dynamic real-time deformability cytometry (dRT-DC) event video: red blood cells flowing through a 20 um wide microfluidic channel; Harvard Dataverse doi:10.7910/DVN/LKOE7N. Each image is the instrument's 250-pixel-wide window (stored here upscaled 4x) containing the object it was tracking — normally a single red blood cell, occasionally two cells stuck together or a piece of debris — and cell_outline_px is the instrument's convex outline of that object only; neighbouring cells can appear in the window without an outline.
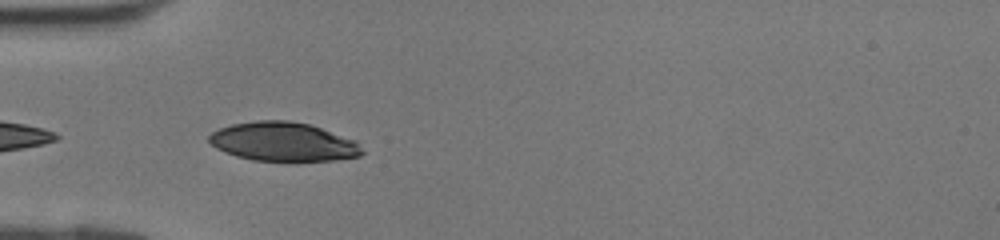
{"species": "human", "species_latin": "Homo sapiens", "temperature_condition": "room temperature", "stored_images_in_passage": 29, "camera_frame_rate_fps": 3000, "um_per_image_px": 0.085, "donor": {"sex": "female"}, "frame": {"image": 1, "passage_image": 1, "time_ms": 0.0, "image_size_px": [1000, 240], "cell_outline_px": [[364, 152], [360, 156], [332, 160], [296, 164], [292, 164], [252, 160], [236, 156], [224, 152], [216, 148], [208, 140], [208, 136], [212, 132], [220, 128], [232, 124], [256, 120], [288, 120], [308, 124], [356, 140]], "centroid_in_image_um": [24.08, 12.1], "position_along_channel_um": 60.9, "area_um2": 35.66}}
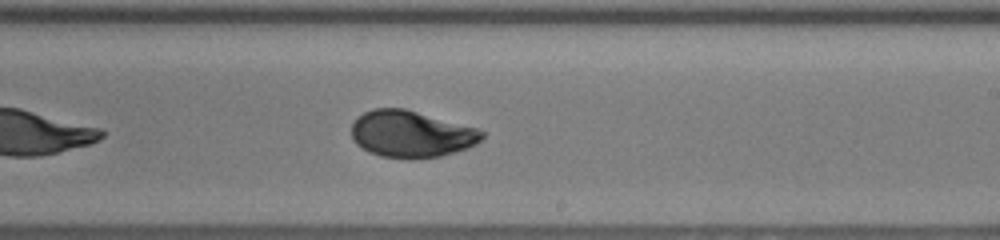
{"frame": {"image": 2, "passage_image": 13, "time_ms": 4.0, "image_size_px": [1000, 240], "cell_outline_px": [[484, 136], [476, 144], [440, 156], [380, 156], [368, 152], [356, 144], [352, 140], [352, 124], [356, 116], [372, 108], [404, 108], [476, 128], [484, 132]], "centroid_in_image_um": [34.89, 11.35], "position_along_channel_um": 254.1, "area_um2": 34.74}}
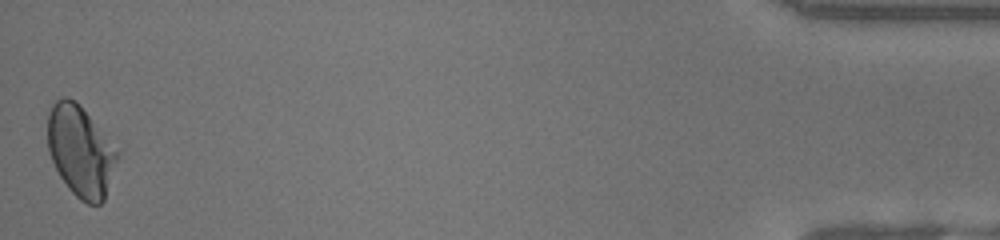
{"frame": {"image": 3, "passage_image": 29, "time_ms": 9.333, "image_size_px": [1000, 240], "cell_outline_px": [[120, 156], [104, 200], [100, 204], [88, 204], [80, 200], [68, 188], [60, 176], [48, 152], [48, 112], [52, 104], [56, 100], [64, 96], [68, 96], [80, 104], [120, 152]], "centroid_in_image_um": [6.86, 12.84], "position_along_channel_um": 428.3, "area_um2": 37.17}}